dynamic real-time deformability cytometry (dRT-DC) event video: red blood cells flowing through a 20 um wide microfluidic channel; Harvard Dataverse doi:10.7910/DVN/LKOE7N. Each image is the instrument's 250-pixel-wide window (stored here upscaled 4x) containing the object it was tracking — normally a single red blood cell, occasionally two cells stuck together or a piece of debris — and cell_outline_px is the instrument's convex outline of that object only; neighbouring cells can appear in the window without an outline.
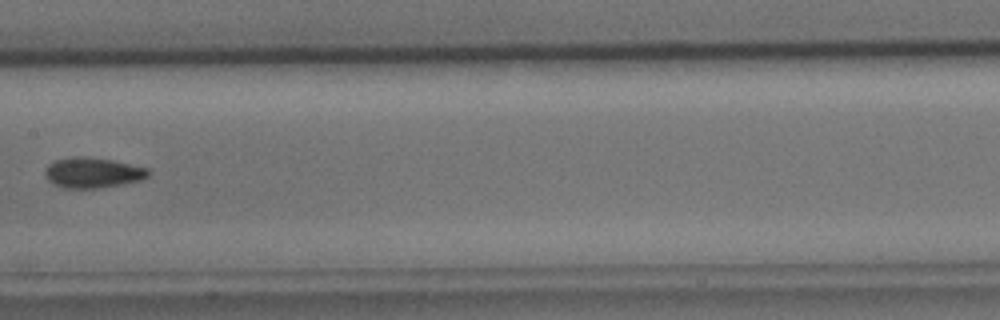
{"species": "common noctule bat (a hibernating species)", "species_latin": "Nyctalus noctula", "temperature_condition": "cold", "stored_images_in_passage": 4, "camera_frame_rate_fps": 3000, "um_per_image_px": 0.085, "animal": {"sex": "male", "body_mass_g": 15.6}, "frame": {"image": 1, "passage_image": 4, "time_ms": 4.333, "image_size_px": [1000, 320], "cell_outline_px": [[152, 172], [148, 176], [140, 180], [124, 184], [96, 188], [64, 188], [52, 184], [48, 180], [44, 172], [44, 168], [52, 160], [76, 156], [80, 156], [112, 160], [148, 168]], "centroid_in_image_um": [7.85, 14.68], "position_along_channel_um": 199.5, "area_um2": 18.44}}